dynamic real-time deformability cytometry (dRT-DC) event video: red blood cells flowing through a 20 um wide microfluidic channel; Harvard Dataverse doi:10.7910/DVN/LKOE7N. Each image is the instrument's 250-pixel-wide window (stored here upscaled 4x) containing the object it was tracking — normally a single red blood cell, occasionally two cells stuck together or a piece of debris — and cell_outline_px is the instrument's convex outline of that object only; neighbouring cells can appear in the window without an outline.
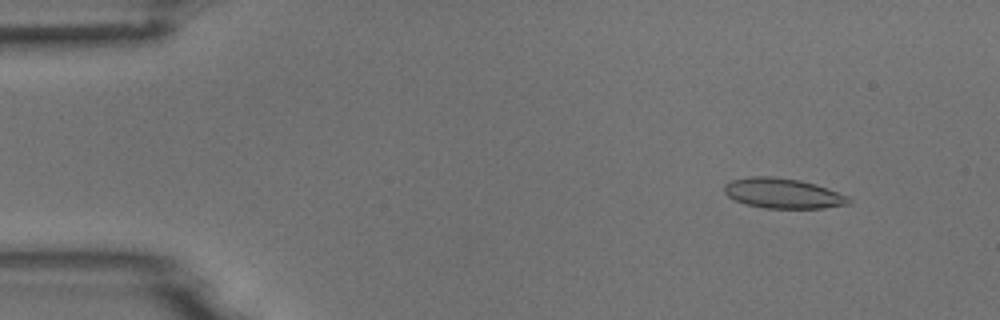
{"species": "common noctule bat (a hibernating species)", "species_latin": "Nyctalus noctula", "temperature_condition": "room temperature", "stored_images_in_passage": 5, "camera_frame_rate_fps": 3000, "um_per_image_px": 0.085, "animal": {"sex": "male", "body_mass_g": 18.8}, "frame": {"image": 1, "passage_image": 2, "time_ms": 1.333, "image_size_px": [1000, 320], "cell_outline_px": [[852, 200], [848, 204], [824, 208], [764, 208], [744, 204], [728, 196], [724, 192], [724, 184], [732, 180], [752, 176], [772, 176], [800, 180], [816, 184], [848, 196]], "centroid_in_image_um": [66.54, 16.43], "position_along_channel_um": 18.5, "area_um2": 21.85}}
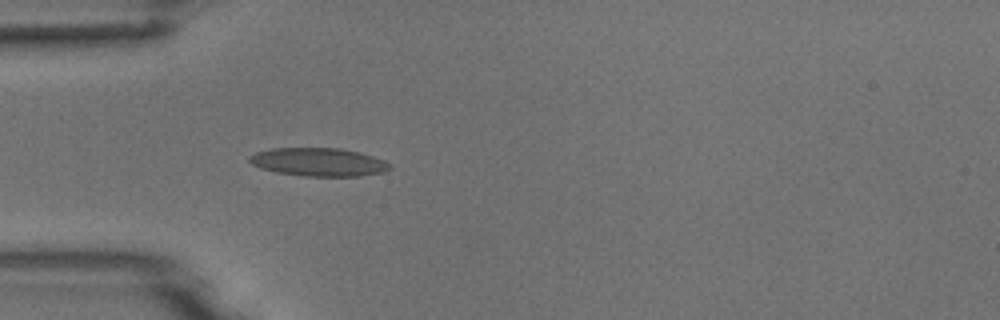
{"frame": {"image": 2, "passage_image": 5, "time_ms": 4.667, "image_size_px": [1000, 320], "cell_outline_px": [[392, 168], [384, 172], [360, 176], [304, 176], [276, 172], [260, 168], [252, 164], [248, 160], [248, 156], [256, 152], [272, 148], [340, 148], [360, 152], [384, 160], [392, 164]], "centroid_in_image_um": [27.09, 13.77], "position_along_channel_um": 57.9, "area_um2": 23.29}}